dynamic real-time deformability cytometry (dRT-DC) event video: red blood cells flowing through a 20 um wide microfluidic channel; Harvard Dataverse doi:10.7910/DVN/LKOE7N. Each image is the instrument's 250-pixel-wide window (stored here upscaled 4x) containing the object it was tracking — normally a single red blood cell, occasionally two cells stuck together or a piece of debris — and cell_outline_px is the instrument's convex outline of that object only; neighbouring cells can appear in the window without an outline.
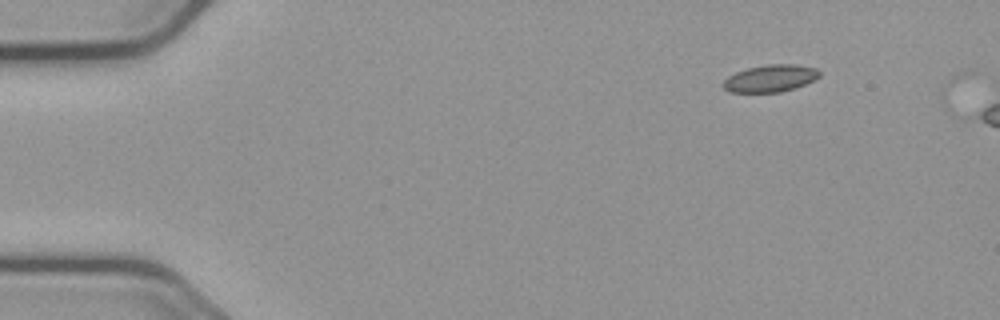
{"species": "common noctule bat (a hibernating species)", "species_latin": "Nyctalus noctula", "temperature_condition": "cold", "stored_images_in_passage": 4, "camera_frame_rate_fps": 3000, "um_per_image_px": 0.085, "animal": {"sex": "male", "body_mass_g": 23.1, "forearm_length_mm": 52.7}, "frame": {"image": 1, "passage_image": 1, "time_ms": 0.0, "image_size_px": [1000, 320], "cell_outline_px": [[820, 76], [804, 84], [780, 92], [728, 92], [724, 88], [724, 80], [728, 76], [736, 72], [748, 68], [768, 64], [796, 64], [816, 68], [820, 72]], "centroid_in_image_um": [65.47, 6.65], "position_along_channel_um": 19.5, "area_um2": 15.03}}